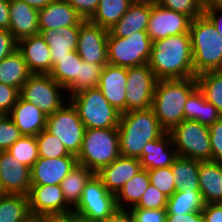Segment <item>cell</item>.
<instances>
[{"instance_id": "obj_35", "label": "cell", "mask_w": 222, "mask_h": 222, "mask_svg": "<svg viewBox=\"0 0 222 222\" xmlns=\"http://www.w3.org/2000/svg\"><path fill=\"white\" fill-rule=\"evenodd\" d=\"M204 204L200 190H177L168 198L166 213L187 214L202 211Z\"/></svg>"}, {"instance_id": "obj_36", "label": "cell", "mask_w": 222, "mask_h": 222, "mask_svg": "<svg viewBox=\"0 0 222 222\" xmlns=\"http://www.w3.org/2000/svg\"><path fill=\"white\" fill-rule=\"evenodd\" d=\"M197 87L205 99L212 103L222 116V71H211L196 76Z\"/></svg>"}, {"instance_id": "obj_13", "label": "cell", "mask_w": 222, "mask_h": 222, "mask_svg": "<svg viewBox=\"0 0 222 222\" xmlns=\"http://www.w3.org/2000/svg\"><path fill=\"white\" fill-rule=\"evenodd\" d=\"M108 30L84 20L80 24L77 53L88 63L108 64L107 59Z\"/></svg>"}, {"instance_id": "obj_53", "label": "cell", "mask_w": 222, "mask_h": 222, "mask_svg": "<svg viewBox=\"0 0 222 222\" xmlns=\"http://www.w3.org/2000/svg\"><path fill=\"white\" fill-rule=\"evenodd\" d=\"M166 222H203L202 211L187 214H167Z\"/></svg>"}, {"instance_id": "obj_34", "label": "cell", "mask_w": 222, "mask_h": 222, "mask_svg": "<svg viewBox=\"0 0 222 222\" xmlns=\"http://www.w3.org/2000/svg\"><path fill=\"white\" fill-rule=\"evenodd\" d=\"M81 57L76 50L71 51L63 58H57L49 75L62 87L67 89L78 77Z\"/></svg>"}, {"instance_id": "obj_23", "label": "cell", "mask_w": 222, "mask_h": 222, "mask_svg": "<svg viewBox=\"0 0 222 222\" xmlns=\"http://www.w3.org/2000/svg\"><path fill=\"white\" fill-rule=\"evenodd\" d=\"M177 157L178 154L172 143L171 135L165 132L160 138L147 142L139 160L142 168L153 170L170 167Z\"/></svg>"}, {"instance_id": "obj_9", "label": "cell", "mask_w": 222, "mask_h": 222, "mask_svg": "<svg viewBox=\"0 0 222 222\" xmlns=\"http://www.w3.org/2000/svg\"><path fill=\"white\" fill-rule=\"evenodd\" d=\"M116 209L115 195L108 192L102 180L94 174L85 184L81 199L72 212L83 221L99 222Z\"/></svg>"}, {"instance_id": "obj_48", "label": "cell", "mask_w": 222, "mask_h": 222, "mask_svg": "<svg viewBox=\"0 0 222 222\" xmlns=\"http://www.w3.org/2000/svg\"><path fill=\"white\" fill-rule=\"evenodd\" d=\"M72 6L84 20H89L96 12L100 0H64Z\"/></svg>"}, {"instance_id": "obj_6", "label": "cell", "mask_w": 222, "mask_h": 222, "mask_svg": "<svg viewBox=\"0 0 222 222\" xmlns=\"http://www.w3.org/2000/svg\"><path fill=\"white\" fill-rule=\"evenodd\" d=\"M67 100L86 129L118 128L121 113L109 104L98 87L82 90Z\"/></svg>"}, {"instance_id": "obj_39", "label": "cell", "mask_w": 222, "mask_h": 222, "mask_svg": "<svg viewBox=\"0 0 222 222\" xmlns=\"http://www.w3.org/2000/svg\"><path fill=\"white\" fill-rule=\"evenodd\" d=\"M38 155L42 158H60L64 156H74L68 153L64 144L46 129L37 136Z\"/></svg>"}, {"instance_id": "obj_58", "label": "cell", "mask_w": 222, "mask_h": 222, "mask_svg": "<svg viewBox=\"0 0 222 222\" xmlns=\"http://www.w3.org/2000/svg\"><path fill=\"white\" fill-rule=\"evenodd\" d=\"M159 1L160 0H130V3L134 5H144V6L154 7L159 5Z\"/></svg>"}, {"instance_id": "obj_57", "label": "cell", "mask_w": 222, "mask_h": 222, "mask_svg": "<svg viewBox=\"0 0 222 222\" xmlns=\"http://www.w3.org/2000/svg\"><path fill=\"white\" fill-rule=\"evenodd\" d=\"M34 9L41 10L54 0H21Z\"/></svg>"}, {"instance_id": "obj_30", "label": "cell", "mask_w": 222, "mask_h": 222, "mask_svg": "<svg viewBox=\"0 0 222 222\" xmlns=\"http://www.w3.org/2000/svg\"><path fill=\"white\" fill-rule=\"evenodd\" d=\"M149 185L150 178L148 170L142 168L134 177L128 180L115 195L117 208L127 209V206H129V208L134 207ZM126 203L127 205H125Z\"/></svg>"}, {"instance_id": "obj_22", "label": "cell", "mask_w": 222, "mask_h": 222, "mask_svg": "<svg viewBox=\"0 0 222 222\" xmlns=\"http://www.w3.org/2000/svg\"><path fill=\"white\" fill-rule=\"evenodd\" d=\"M38 17L40 30L80 26L84 21L76 10L64 0H54L38 10Z\"/></svg>"}, {"instance_id": "obj_25", "label": "cell", "mask_w": 222, "mask_h": 222, "mask_svg": "<svg viewBox=\"0 0 222 222\" xmlns=\"http://www.w3.org/2000/svg\"><path fill=\"white\" fill-rule=\"evenodd\" d=\"M199 189L204 203H222V162L199 161Z\"/></svg>"}, {"instance_id": "obj_47", "label": "cell", "mask_w": 222, "mask_h": 222, "mask_svg": "<svg viewBox=\"0 0 222 222\" xmlns=\"http://www.w3.org/2000/svg\"><path fill=\"white\" fill-rule=\"evenodd\" d=\"M20 96L19 90L7 85L0 83V112L2 114H8Z\"/></svg>"}, {"instance_id": "obj_38", "label": "cell", "mask_w": 222, "mask_h": 222, "mask_svg": "<svg viewBox=\"0 0 222 222\" xmlns=\"http://www.w3.org/2000/svg\"><path fill=\"white\" fill-rule=\"evenodd\" d=\"M8 151L15 159L30 169L39 159L36 136L22 135Z\"/></svg>"}, {"instance_id": "obj_60", "label": "cell", "mask_w": 222, "mask_h": 222, "mask_svg": "<svg viewBox=\"0 0 222 222\" xmlns=\"http://www.w3.org/2000/svg\"><path fill=\"white\" fill-rule=\"evenodd\" d=\"M206 3L222 5V0H206Z\"/></svg>"}, {"instance_id": "obj_59", "label": "cell", "mask_w": 222, "mask_h": 222, "mask_svg": "<svg viewBox=\"0 0 222 222\" xmlns=\"http://www.w3.org/2000/svg\"><path fill=\"white\" fill-rule=\"evenodd\" d=\"M25 222H41V219L38 216H30Z\"/></svg>"}, {"instance_id": "obj_5", "label": "cell", "mask_w": 222, "mask_h": 222, "mask_svg": "<svg viewBox=\"0 0 222 222\" xmlns=\"http://www.w3.org/2000/svg\"><path fill=\"white\" fill-rule=\"evenodd\" d=\"M120 156L118 128L85 130L78 164L96 174Z\"/></svg>"}, {"instance_id": "obj_54", "label": "cell", "mask_w": 222, "mask_h": 222, "mask_svg": "<svg viewBox=\"0 0 222 222\" xmlns=\"http://www.w3.org/2000/svg\"><path fill=\"white\" fill-rule=\"evenodd\" d=\"M99 222H134V219L130 210L117 208L111 215Z\"/></svg>"}, {"instance_id": "obj_21", "label": "cell", "mask_w": 222, "mask_h": 222, "mask_svg": "<svg viewBox=\"0 0 222 222\" xmlns=\"http://www.w3.org/2000/svg\"><path fill=\"white\" fill-rule=\"evenodd\" d=\"M9 32L17 41L40 34L38 10L21 0H9Z\"/></svg>"}, {"instance_id": "obj_28", "label": "cell", "mask_w": 222, "mask_h": 222, "mask_svg": "<svg viewBox=\"0 0 222 222\" xmlns=\"http://www.w3.org/2000/svg\"><path fill=\"white\" fill-rule=\"evenodd\" d=\"M31 75L18 49L0 61V83L10 85L20 91Z\"/></svg>"}, {"instance_id": "obj_40", "label": "cell", "mask_w": 222, "mask_h": 222, "mask_svg": "<svg viewBox=\"0 0 222 222\" xmlns=\"http://www.w3.org/2000/svg\"><path fill=\"white\" fill-rule=\"evenodd\" d=\"M205 2L206 0H160L159 5L185 14L193 20L203 15Z\"/></svg>"}, {"instance_id": "obj_18", "label": "cell", "mask_w": 222, "mask_h": 222, "mask_svg": "<svg viewBox=\"0 0 222 222\" xmlns=\"http://www.w3.org/2000/svg\"><path fill=\"white\" fill-rule=\"evenodd\" d=\"M127 68L106 64L98 88L105 99L121 114L126 112Z\"/></svg>"}, {"instance_id": "obj_55", "label": "cell", "mask_w": 222, "mask_h": 222, "mask_svg": "<svg viewBox=\"0 0 222 222\" xmlns=\"http://www.w3.org/2000/svg\"><path fill=\"white\" fill-rule=\"evenodd\" d=\"M41 222H79L81 219L75 213L63 215H43L40 216Z\"/></svg>"}, {"instance_id": "obj_44", "label": "cell", "mask_w": 222, "mask_h": 222, "mask_svg": "<svg viewBox=\"0 0 222 222\" xmlns=\"http://www.w3.org/2000/svg\"><path fill=\"white\" fill-rule=\"evenodd\" d=\"M202 92L197 88L188 98L184 107V120L200 122Z\"/></svg>"}, {"instance_id": "obj_61", "label": "cell", "mask_w": 222, "mask_h": 222, "mask_svg": "<svg viewBox=\"0 0 222 222\" xmlns=\"http://www.w3.org/2000/svg\"><path fill=\"white\" fill-rule=\"evenodd\" d=\"M5 193L3 192L1 185H0V197L3 196Z\"/></svg>"}, {"instance_id": "obj_51", "label": "cell", "mask_w": 222, "mask_h": 222, "mask_svg": "<svg viewBox=\"0 0 222 222\" xmlns=\"http://www.w3.org/2000/svg\"><path fill=\"white\" fill-rule=\"evenodd\" d=\"M203 14L211 21L215 30L222 36V5L205 2Z\"/></svg>"}, {"instance_id": "obj_20", "label": "cell", "mask_w": 222, "mask_h": 222, "mask_svg": "<svg viewBox=\"0 0 222 222\" xmlns=\"http://www.w3.org/2000/svg\"><path fill=\"white\" fill-rule=\"evenodd\" d=\"M17 49L23 55L32 74L50 73L52 69L50 49L40 34L19 40Z\"/></svg>"}, {"instance_id": "obj_45", "label": "cell", "mask_w": 222, "mask_h": 222, "mask_svg": "<svg viewBox=\"0 0 222 222\" xmlns=\"http://www.w3.org/2000/svg\"><path fill=\"white\" fill-rule=\"evenodd\" d=\"M134 222H166V209L129 208Z\"/></svg>"}, {"instance_id": "obj_4", "label": "cell", "mask_w": 222, "mask_h": 222, "mask_svg": "<svg viewBox=\"0 0 222 222\" xmlns=\"http://www.w3.org/2000/svg\"><path fill=\"white\" fill-rule=\"evenodd\" d=\"M194 74L222 71V36L203 14L192 20L190 30Z\"/></svg>"}, {"instance_id": "obj_32", "label": "cell", "mask_w": 222, "mask_h": 222, "mask_svg": "<svg viewBox=\"0 0 222 222\" xmlns=\"http://www.w3.org/2000/svg\"><path fill=\"white\" fill-rule=\"evenodd\" d=\"M130 5V0H100L89 21L109 31L127 12Z\"/></svg>"}, {"instance_id": "obj_2", "label": "cell", "mask_w": 222, "mask_h": 222, "mask_svg": "<svg viewBox=\"0 0 222 222\" xmlns=\"http://www.w3.org/2000/svg\"><path fill=\"white\" fill-rule=\"evenodd\" d=\"M165 132L152 108L122 113L118 125L121 156L139 159L147 142Z\"/></svg>"}, {"instance_id": "obj_41", "label": "cell", "mask_w": 222, "mask_h": 222, "mask_svg": "<svg viewBox=\"0 0 222 222\" xmlns=\"http://www.w3.org/2000/svg\"><path fill=\"white\" fill-rule=\"evenodd\" d=\"M148 174L150 183L168 197L177 191L171 166L148 170Z\"/></svg>"}, {"instance_id": "obj_8", "label": "cell", "mask_w": 222, "mask_h": 222, "mask_svg": "<svg viewBox=\"0 0 222 222\" xmlns=\"http://www.w3.org/2000/svg\"><path fill=\"white\" fill-rule=\"evenodd\" d=\"M168 133L178 156L198 161H212L209 126L198 121L183 120Z\"/></svg>"}, {"instance_id": "obj_12", "label": "cell", "mask_w": 222, "mask_h": 222, "mask_svg": "<svg viewBox=\"0 0 222 222\" xmlns=\"http://www.w3.org/2000/svg\"><path fill=\"white\" fill-rule=\"evenodd\" d=\"M157 81L148 64L128 67L126 112L151 108Z\"/></svg>"}, {"instance_id": "obj_43", "label": "cell", "mask_w": 222, "mask_h": 222, "mask_svg": "<svg viewBox=\"0 0 222 222\" xmlns=\"http://www.w3.org/2000/svg\"><path fill=\"white\" fill-rule=\"evenodd\" d=\"M19 128L7 114L0 117V151L8 150L20 137Z\"/></svg>"}, {"instance_id": "obj_46", "label": "cell", "mask_w": 222, "mask_h": 222, "mask_svg": "<svg viewBox=\"0 0 222 222\" xmlns=\"http://www.w3.org/2000/svg\"><path fill=\"white\" fill-rule=\"evenodd\" d=\"M212 161L222 162V118L209 126Z\"/></svg>"}, {"instance_id": "obj_7", "label": "cell", "mask_w": 222, "mask_h": 222, "mask_svg": "<svg viewBox=\"0 0 222 222\" xmlns=\"http://www.w3.org/2000/svg\"><path fill=\"white\" fill-rule=\"evenodd\" d=\"M152 40L147 31H138L125 38L116 37L108 32V64L120 67H133L148 64Z\"/></svg>"}, {"instance_id": "obj_1", "label": "cell", "mask_w": 222, "mask_h": 222, "mask_svg": "<svg viewBox=\"0 0 222 222\" xmlns=\"http://www.w3.org/2000/svg\"><path fill=\"white\" fill-rule=\"evenodd\" d=\"M148 66L158 80L196 77L190 34L168 36L152 42Z\"/></svg>"}, {"instance_id": "obj_42", "label": "cell", "mask_w": 222, "mask_h": 222, "mask_svg": "<svg viewBox=\"0 0 222 222\" xmlns=\"http://www.w3.org/2000/svg\"><path fill=\"white\" fill-rule=\"evenodd\" d=\"M168 196L150 183L139 202L131 208L166 209Z\"/></svg>"}, {"instance_id": "obj_27", "label": "cell", "mask_w": 222, "mask_h": 222, "mask_svg": "<svg viewBox=\"0 0 222 222\" xmlns=\"http://www.w3.org/2000/svg\"><path fill=\"white\" fill-rule=\"evenodd\" d=\"M152 7L131 4L127 12L108 31L116 37H127L138 31H147Z\"/></svg>"}, {"instance_id": "obj_10", "label": "cell", "mask_w": 222, "mask_h": 222, "mask_svg": "<svg viewBox=\"0 0 222 222\" xmlns=\"http://www.w3.org/2000/svg\"><path fill=\"white\" fill-rule=\"evenodd\" d=\"M46 130L64 144L69 154L78 156L86 128L69 100L61 109L47 116Z\"/></svg>"}, {"instance_id": "obj_15", "label": "cell", "mask_w": 222, "mask_h": 222, "mask_svg": "<svg viewBox=\"0 0 222 222\" xmlns=\"http://www.w3.org/2000/svg\"><path fill=\"white\" fill-rule=\"evenodd\" d=\"M191 22L189 16L157 5L151 9L147 34L152 42L168 36L186 34L189 33Z\"/></svg>"}, {"instance_id": "obj_24", "label": "cell", "mask_w": 222, "mask_h": 222, "mask_svg": "<svg viewBox=\"0 0 222 222\" xmlns=\"http://www.w3.org/2000/svg\"><path fill=\"white\" fill-rule=\"evenodd\" d=\"M7 115L19 128L22 135L37 136L46 129L47 115L20 96Z\"/></svg>"}, {"instance_id": "obj_49", "label": "cell", "mask_w": 222, "mask_h": 222, "mask_svg": "<svg viewBox=\"0 0 222 222\" xmlns=\"http://www.w3.org/2000/svg\"><path fill=\"white\" fill-rule=\"evenodd\" d=\"M222 116L218 109L210 102H208L202 93V111L200 115V123L210 126L216 121L220 120Z\"/></svg>"}, {"instance_id": "obj_14", "label": "cell", "mask_w": 222, "mask_h": 222, "mask_svg": "<svg viewBox=\"0 0 222 222\" xmlns=\"http://www.w3.org/2000/svg\"><path fill=\"white\" fill-rule=\"evenodd\" d=\"M31 216L63 215L72 213L60 185H31L28 194Z\"/></svg>"}, {"instance_id": "obj_17", "label": "cell", "mask_w": 222, "mask_h": 222, "mask_svg": "<svg viewBox=\"0 0 222 222\" xmlns=\"http://www.w3.org/2000/svg\"><path fill=\"white\" fill-rule=\"evenodd\" d=\"M76 164V156L39 157L30 169L31 185H60Z\"/></svg>"}, {"instance_id": "obj_16", "label": "cell", "mask_w": 222, "mask_h": 222, "mask_svg": "<svg viewBox=\"0 0 222 222\" xmlns=\"http://www.w3.org/2000/svg\"><path fill=\"white\" fill-rule=\"evenodd\" d=\"M0 185L5 194L28 196L31 188L30 168L15 159L8 150L0 151Z\"/></svg>"}, {"instance_id": "obj_26", "label": "cell", "mask_w": 222, "mask_h": 222, "mask_svg": "<svg viewBox=\"0 0 222 222\" xmlns=\"http://www.w3.org/2000/svg\"><path fill=\"white\" fill-rule=\"evenodd\" d=\"M79 30L80 26L40 30V35L50 49L52 66L57 62V58H63L71 51L77 50Z\"/></svg>"}, {"instance_id": "obj_52", "label": "cell", "mask_w": 222, "mask_h": 222, "mask_svg": "<svg viewBox=\"0 0 222 222\" xmlns=\"http://www.w3.org/2000/svg\"><path fill=\"white\" fill-rule=\"evenodd\" d=\"M202 216L203 222H222V203H205Z\"/></svg>"}, {"instance_id": "obj_29", "label": "cell", "mask_w": 222, "mask_h": 222, "mask_svg": "<svg viewBox=\"0 0 222 222\" xmlns=\"http://www.w3.org/2000/svg\"><path fill=\"white\" fill-rule=\"evenodd\" d=\"M94 173L83 165L76 164L69 174L61 181V189L67 204L74 209L82 196L85 184Z\"/></svg>"}, {"instance_id": "obj_50", "label": "cell", "mask_w": 222, "mask_h": 222, "mask_svg": "<svg viewBox=\"0 0 222 222\" xmlns=\"http://www.w3.org/2000/svg\"><path fill=\"white\" fill-rule=\"evenodd\" d=\"M18 47V41L9 30L0 29V61L14 52Z\"/></svg>"}, {"instance_id": "obj_37", "label": "cell", "mask_w": 222, "mask_h": 222, "mask_svg": "<svg viewBox=\"0 0 222 222\" xmlns=\"http://www.w3.org/2000/svg\"><path fill=\"white\" fill-rule=\"evenodd\" d=\"M104 66L81 61L79 77L66 89L70 96L82 90L97 88Z\"/></svg>"}, {"instance_id": "obj_3", "label": "cell", "mask_w": 222, "mask_h": 222, "mask_svg": "<svg viewBox=\"0 0 222 222\" xmlns=\"http://www.w3.org/2000/svg\"><path fill=\"white\" fill-rule=\"evenodd\" d=\"M197 88L196 77L157 81L151 108L166 132L184 120L187 98Z\"/></svg>"}, {"instance_id": "obj_19", "label": "cell", "mask_w": 222, "mask_h": 222, "mask_svg": "<svg viewBox=\"0 0 222 222\" xmlns=\"http://www.w3.org/2000/svg\"><path fill=\"white\" fill-rule=\"evenodd\" d=\"M141 169L138 158L120 156L103 167L96 175L102 180L107 191L116 195L123 185Z\"/></svg>"}, {"instance_id": "obj_56", "label": "cell", "mask_w": 222, "mask_h": 222, "mask_svg": "<svg viewBox=\"0 0 222 222\" xmlns=\"http://www.w3.org/2000/svg\"><path fill=\"white\" fill-rule=\"evenodd\" d=\"M10 10L9 0H0V29L9 30Z\"/></svg>"}, {"instance_id": "obj_31", "label": "cell", "mask_w": 222, "mask_h": 222, "mask_svg": "<svg viewBox=\"0 0 222 222\" xmlns=\"http://www.w3.org/2000/svg\"><path fill=\"white\" fill-rule=\"evenodd\" d=\"M176 190L199 189V161L178 156L171 165Z\"/></svg>"}, {"instance_id": "obj_11", "label": "cell", "mask_w": 222, "mask_h": 222, "mask_svg": "<svg viewBox=\"0 0 222 222\" xmlns=\"http://www.w3.org/2000/svg\"><path fill=\"white\" fill-rule=\"evenodd\" d=\"M60 92L65 93L66 89L49 74H32L19 91L22 99L38 107L47 116L65 105L63 93Z\"/></svg>"}, {"instance_id": "obj_33", "label": "cell", "mask_w": 222, "mask_h": 222, "mask_svg": "<svg viewBox=\"0 0 222 222\" xmlns=\"http://www.w3.org/2000/svg\"><path fill=\"white\" fill-rule=\"evenodd\" d=\"M30 216L28 196L4 194L0 197V222H25Z\"/></svg>"}]
</instances>
